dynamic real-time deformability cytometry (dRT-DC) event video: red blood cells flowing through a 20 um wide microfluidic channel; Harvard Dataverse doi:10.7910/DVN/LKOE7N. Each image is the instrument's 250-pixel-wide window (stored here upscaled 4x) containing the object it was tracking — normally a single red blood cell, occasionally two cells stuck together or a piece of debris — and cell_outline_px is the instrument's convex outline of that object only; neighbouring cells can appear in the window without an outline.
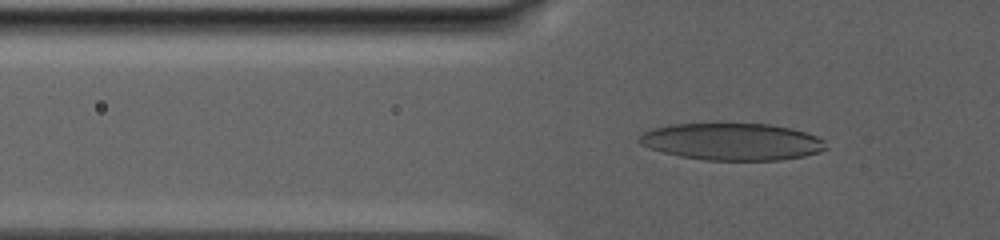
{"species": "human", "species_latin": "Homo sapiens", "temperature_condition": "warm", "stored_images_in_passage": 129, "camera_frame_rate_fps": 3000, "um_per_image_px": 0.085, "donor": {"sex": "male"}, "frame": {"image": 1, "passage_image": 20, "time_ms": 4.333, "image_size_px": [1000, 240], "cell_outline_px": [[828, 148], [820, 152], [804, 156], [780, 160], [704, 160], [680, 156], [648, 148], [640, 144], [636, 140], [644, 132], [652, 128], [672, 124], [768, 124], [792, 128], [816, 136], [824, 140]], "centroid_in_image_um": [62.23, 12.04], "position_along_channel_um": 63.6, "area_um2": 40.34}}
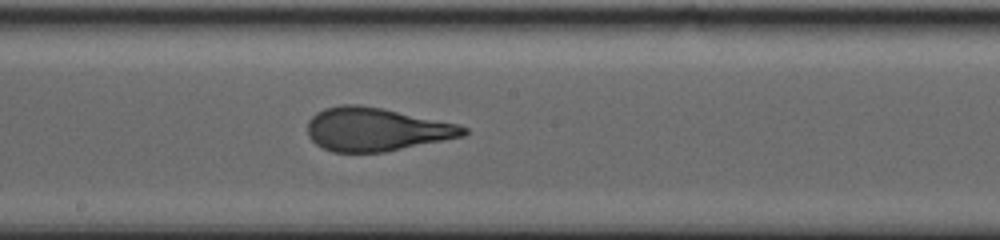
{"frame": {"image": 2, "passage_image": 54, "time_ms": 10.667, "image_size_px": [1000, 240], "cell_outline_px": [[468, 132], [464, 136], [384, 152], [332, 152], [316, 144], [308, 136], [308, 120], [316, 112], [324, 108], [340, 104], [360, 104], [460, 124], [468, 128]], "centroid_in_image_um": [31.96, 10.99], "position_along_channel_um": 216.2, "area_um2": 39.42}}
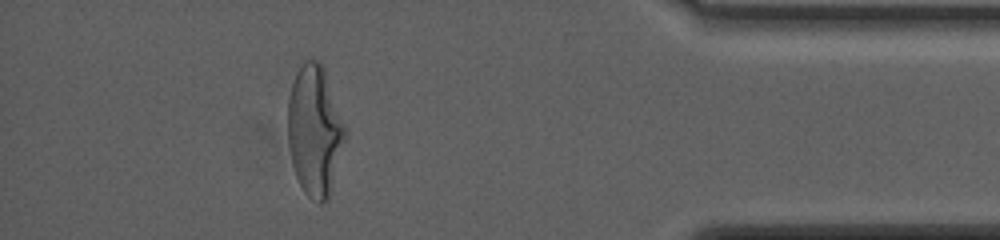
{"frame": {"image": 3, "passage_image": 111, "time_ms": 19.333, "image_size_px": [1000, 240], "cell_outline_px": [[348, 132], [328, 200], [320, 204], [308, 196], [304, 192], [296, 176], [292, 164], [288, 148], [288, 96], [296, 72], [304, 60], [320, 60], [324, 68]], "centroid_in_image_um": [26.76, 11.1], "position_along_channel_um": 408.4, "area_um2": 43.87}, "authors_computed_cell_mechanics": {"area_um2": 40.2288, "velocity_mm_per_s": 2.5996, "shape_relaxation_time_tau1_ms": 9.8142, "shape_relaxation_time_tau2_ms": 1.1273, "deformation_change_tau1": 0.2887, "deformation_change_tau2": 0.0906}}